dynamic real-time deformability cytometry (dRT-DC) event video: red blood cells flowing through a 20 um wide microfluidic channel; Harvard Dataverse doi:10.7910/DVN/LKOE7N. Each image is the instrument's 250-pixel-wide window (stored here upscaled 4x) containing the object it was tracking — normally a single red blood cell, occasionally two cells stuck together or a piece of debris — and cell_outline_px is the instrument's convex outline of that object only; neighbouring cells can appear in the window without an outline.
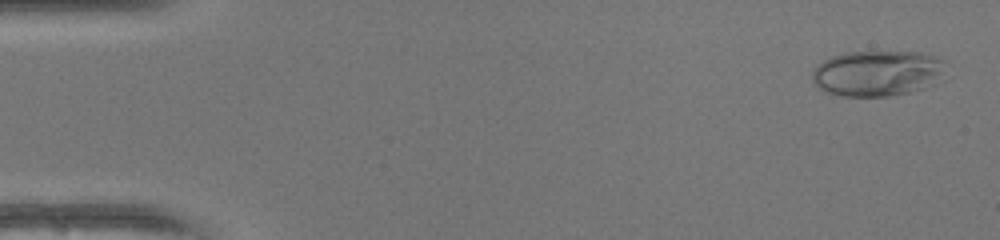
{"species": "human", "species_latin": "Homo sapiens", "temperature_condition": "warm", "stored_images_in_passage": 50, "camera_frame_rate_fps": 3000, "um_per_image_px": 0.085, "donor": {"sex": "female"}, "frame": {"image": 1, "passage_image": 2, "time_ms": 0.333, "image_size_px": [1000, 240], "cell_outline_px": [[944, 60], [936, 84], [924, 88], [892, 96], [844, 96], [824, 92], [812, 80], [812, 72], [816, 64], [832, 56], [844, 52], [920, 52]], "centroid_in_image_um": [74.51, 6.23], "position_along_channel_um": 10.5, "area_um2": 35.37}}
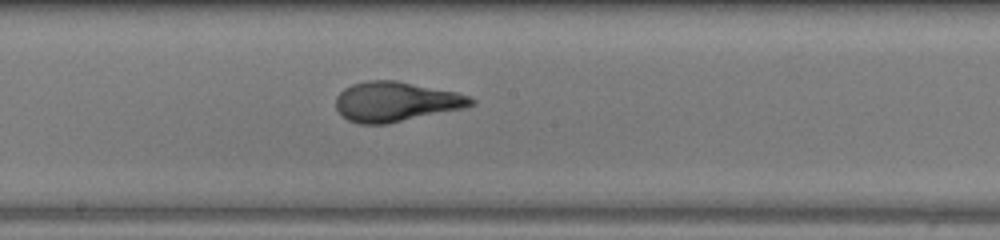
{"frame": {"image": 2, "passage_image": 27, "time_ms": 8.667, "image_size_px": [1000, 240], "cell_outline_px": [[476, 104], [464, 108], [384, 124], [360, 124], [348, 120], [340, 116], [336, 108], [336, 96], [344, 88], [352, 84], [368, 80], [396, 80], [456, 92], [468, 96], [476, 100]], "centroid_in_image_um": [33.62, 8.64], "position_along_channel_um": 214.6, "area_um2": 31.33}}
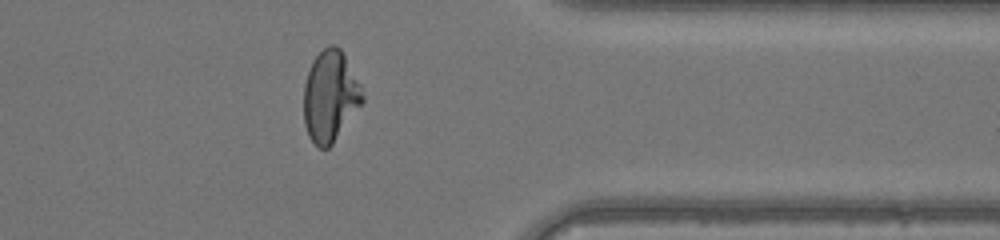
{"frame": {"image": 3, "passage_image": 40, "time_ms": 13.0, "image_size_px": [1000, 240], "cell_outline_px": [[364, 100], [332, 144], [328, 148], [320, 148], [308, 136], [304, 124], [304, 84], [312, 60], [328, 44], [336, 44], [340, 48], [360, 84], [364, 96]], "centroid_in_image_um": [28.05, 8.16], "position_along_channel_um": 383.4, "area_um2": 30.87}, "authors_computed_cell_mechanics": {"area_um2": 31.5299, "velocity_mm_per_s": 4.1829, "shape_relaxation_time_tau1_ms": 10.0422, "shape_relaxation_time_tau2_ms": null, "deformation_change_tau1": 0.3886, "deformation_change_tau2": null}}